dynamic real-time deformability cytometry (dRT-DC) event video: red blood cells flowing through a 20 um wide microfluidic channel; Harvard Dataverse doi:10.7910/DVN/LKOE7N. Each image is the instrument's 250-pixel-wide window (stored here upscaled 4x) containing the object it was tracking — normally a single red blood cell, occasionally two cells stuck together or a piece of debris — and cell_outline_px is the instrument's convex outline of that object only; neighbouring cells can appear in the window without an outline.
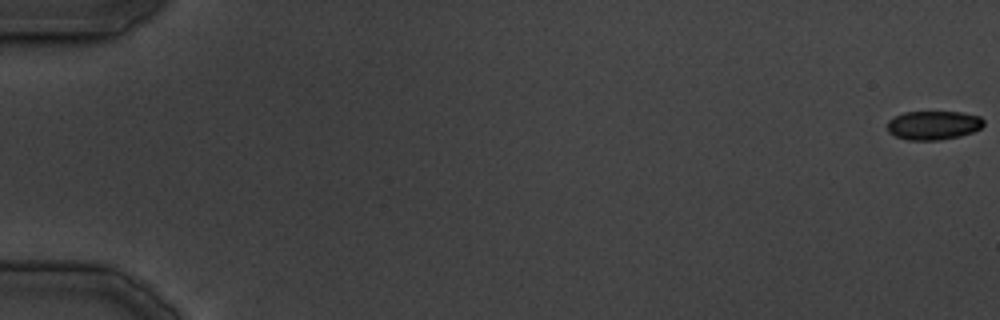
{"species": "common noctule bat (a hibernating species)", "species_latin": "Nyctalus noctula", "temperature_condition": "cold", "stored_images_in_passage": 12, "camera_frame_rate_fps": 3000, "um_per_image_px": 0.085, "animal": {"sex": "male", "body_mass_g": 19.5, "forearm_length_mm": 54.6}, "frame": {"image": 1, "passage_image": 1, "time_ms": 0.0, "image_size_px": [1000, 320], "cell_outline_px": [[984, 124], [980, 128], [972, 132], [960, 136], [940, 140], [908, 140], [896, 136], [888, 132], [888, 120], [904, 112], [960, 112], [980, 116], [984, 120]], "centroid_in_image_um": [79.35, 10.64], "position_along_channel_um": 5.7, "area_um2": 16.18}}
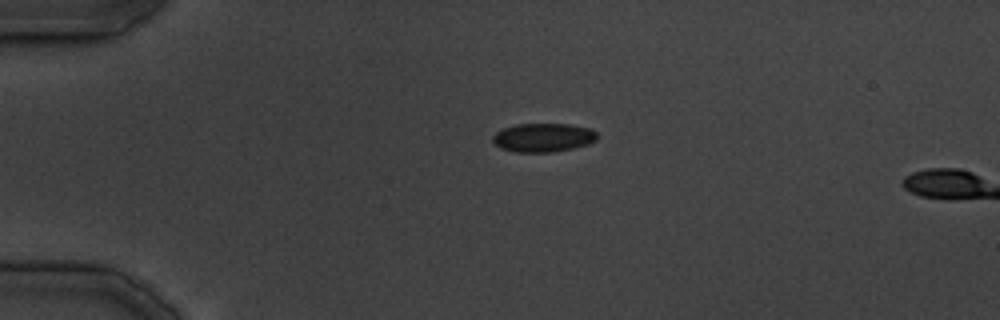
{"frame": {"image": 2, "passage_image": 11, "time_ms": 11.333, "image_size_px": [1000, 320], "cell_outline_px": [[596, 140], [588, 144], [572, 148], [552, 152], [516, 152], [500, 148], [492, 140], [492, 136], [496, 132], [504, 128], [516, 124], [572, 124], [592, 128], [596, 132]], "centroid_in_image_um": [46.18, 11.68], "position_along_channel_um": 38.8, "area_um2": 17.51}}